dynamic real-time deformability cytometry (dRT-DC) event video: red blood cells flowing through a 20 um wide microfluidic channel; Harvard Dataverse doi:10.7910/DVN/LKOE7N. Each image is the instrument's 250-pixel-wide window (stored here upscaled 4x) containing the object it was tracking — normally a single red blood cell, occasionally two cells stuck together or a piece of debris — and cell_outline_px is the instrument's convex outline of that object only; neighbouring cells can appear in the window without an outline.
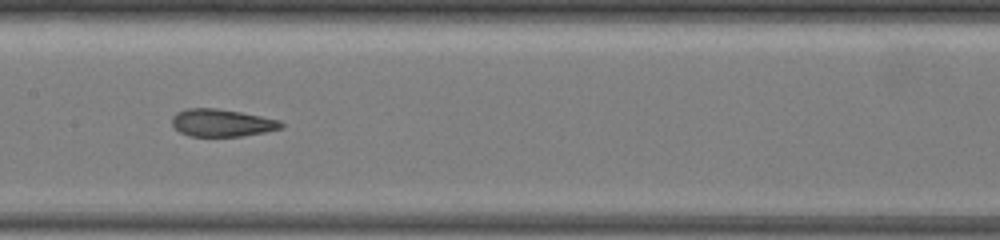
{"species": "common noctule bat (a hibernating species)", "species_latin": "Nyctalus noctula", "temperature_condition": "warm", "stored_images_in_passage": 25, "camera_frame_rate_fps": 3000, "um_per_image_px": 0.085, "animal": {"sex": "female", "body_mass_g": 19.5, "forearm_length_mm": 54.1}, "frame": {"image": 1, "passage_image": 8, "time_ms": 3.0, "image_size_px": [1000, 240], "cell_outline_px": [[284, 128], [264, 132], [240, 136], [188, 136], [180, 132], [172, 124], [172, 116], [176, 112], [188, 108], [216, 108], [240, 112], [280, 120], [284, 124]], "centroid_in_image_um": [18.85, 10.44], "position_along_channel_um": 188.5, "area_um2": 17.46}}